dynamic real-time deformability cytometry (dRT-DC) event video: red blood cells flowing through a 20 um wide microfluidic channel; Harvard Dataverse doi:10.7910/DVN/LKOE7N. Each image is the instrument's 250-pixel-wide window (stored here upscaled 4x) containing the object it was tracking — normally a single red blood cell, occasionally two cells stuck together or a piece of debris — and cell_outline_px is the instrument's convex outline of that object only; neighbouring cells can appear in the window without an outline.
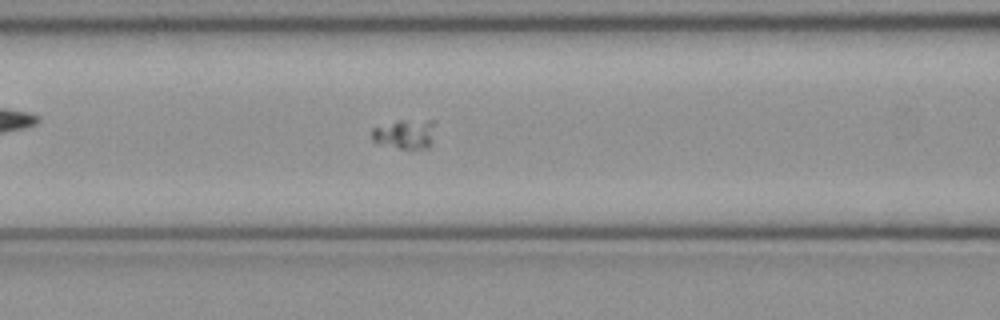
{"species": "common noctule bat (a hibernating species)", "species_latin": "Nyctalus noctula", "temperature_condition": "cold", "stored_images_in_passage": 51, "camera_frame_rate_fps": 3000, "um_per_image_px": 0.085, "animal": {"sex": "female", "body_mass_g": 21.9}, "frame": {"image": 1, "passage_image": 21, "time_ms": 6.667, "image_size_px": [1000, 320], "cell_outline_px": [[436, 120], [432, 144], [428, 148], [412, 152], [376, 144], [372, 140], [372, 128], [400, 120]], "centroid_in_image_um": [34.47, 11.45], "position_along_channel_um": 132.1, "area_um2": 11.68}}
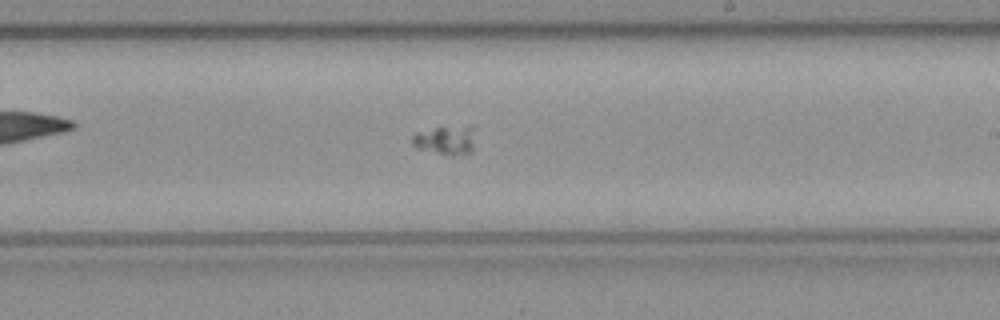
{"frame": {"image": 2, "passage_image": 30, "time_ms": 9.667, "image_size_px": [1000, 320], "cell_outline_px": [[472, 152], [452, 156], [448, 156], [416, 148], [412, 144], [412, 136], [416, 132], [436, 128], [468, 124], [472, 124]], "centroid_in_image_um": [37.86, 11.91], "position_along_channel_um": 251.1, "area_um2": 10.75}}
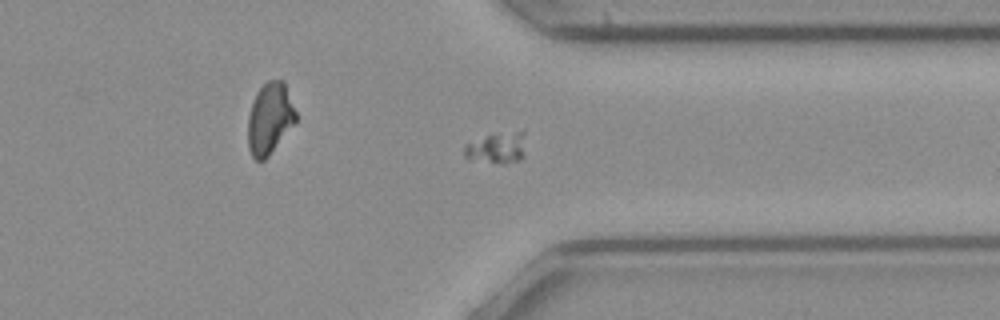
{"frame": {"image": 3, "passage_image": 39, "time_ms": 12.667, "image_size_px": [1000, 320], "cell_outline_px": [[524, 156], [520, 160], [504, 164], [468, 160], [464, 156], [464, 144], [488, 136], [520, 132], [524, 132]], "centroid_in_image_um": [42.21, 12.64], "position_along_channel_um": 369.2, "area_um2": 10.92}}